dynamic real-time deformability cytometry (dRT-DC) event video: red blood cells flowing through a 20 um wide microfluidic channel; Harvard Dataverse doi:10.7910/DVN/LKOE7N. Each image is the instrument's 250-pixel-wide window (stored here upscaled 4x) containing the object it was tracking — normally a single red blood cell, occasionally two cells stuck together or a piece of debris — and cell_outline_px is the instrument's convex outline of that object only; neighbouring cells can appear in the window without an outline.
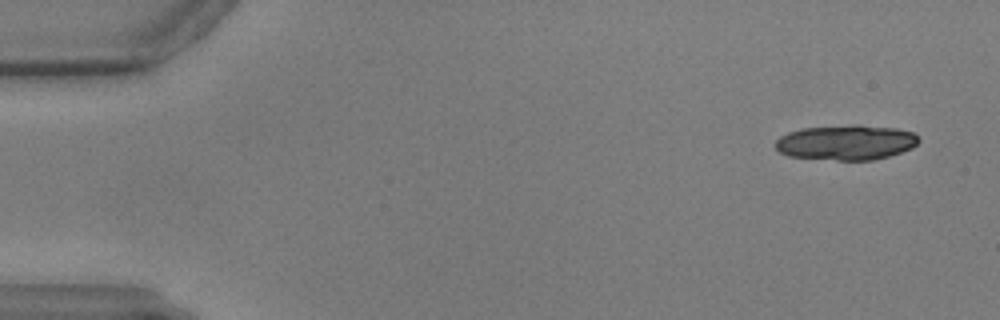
{"species": "common noctule bat (a hibernating species)", "species_latin": "Nyctalus noctula", "temperature_condition": "warm", "stored_images_in_passage": 9, "camera_frame_rate_fps": 3000, "um_per_image_px": 0.085, "animal": {"sex": "male", "body_mass_g": 17.9, "forearm_length_mm": 54.2}, "frame": {"image": 1, "passage_image": 4, "time_ms": 1.0, "image_size_px": [1000, 320], "cell_outline_px": [[920, 140], [912, 148], [888, 156], [872, 160], [836, 160], [788, 156], [780, 152], [776, 148], [776, 140], [780, 136], [788, 132], [800, 128], [852, 124], [860, 124], [896, 128], [912, 132]], "centroid_in_image_um": [71.9, 12.09], "position_along_channel_um": 13.1, "area_um2": 29.42}}